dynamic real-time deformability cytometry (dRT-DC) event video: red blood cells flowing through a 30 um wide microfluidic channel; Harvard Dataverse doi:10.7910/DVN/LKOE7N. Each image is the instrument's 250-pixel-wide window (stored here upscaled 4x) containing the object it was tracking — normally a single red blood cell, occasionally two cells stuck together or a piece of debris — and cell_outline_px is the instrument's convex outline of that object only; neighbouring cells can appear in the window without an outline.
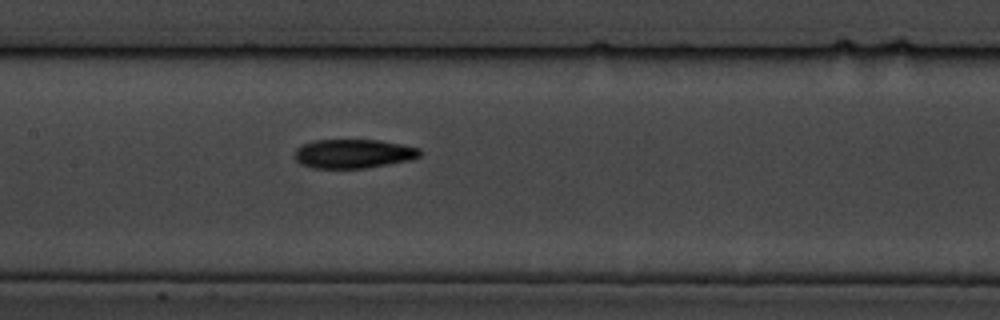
{"species": "common noctule bat (a hibernating species)", "species_latin": "Nyctalus noctula", "temperature_condition": "cold", "stored_images_in_passage": 8, "camera_frame_rate_fps": 3000, "um_per_image_px": 0.085, "animal": {"sex": "male", "body_mass_g": 19.5, "forearm_length_mm": 54.6}, "frame": {"image": 1, "passage_image": 8, "time_ms": 9.0, "image_size_px": [1000, 320], "cell_outline_px": [[424, 152], [420, 156], [412, 160], [368, 168], [312, 168], [300, 164], [292, 156], [296, 148], [300, 144], [312, 140], [380, 140], [420, 148]], "centroid_in_image_um": [30.02, 13.06], "position_along_channel_um": 177.4, "area_um2": 21.68}}